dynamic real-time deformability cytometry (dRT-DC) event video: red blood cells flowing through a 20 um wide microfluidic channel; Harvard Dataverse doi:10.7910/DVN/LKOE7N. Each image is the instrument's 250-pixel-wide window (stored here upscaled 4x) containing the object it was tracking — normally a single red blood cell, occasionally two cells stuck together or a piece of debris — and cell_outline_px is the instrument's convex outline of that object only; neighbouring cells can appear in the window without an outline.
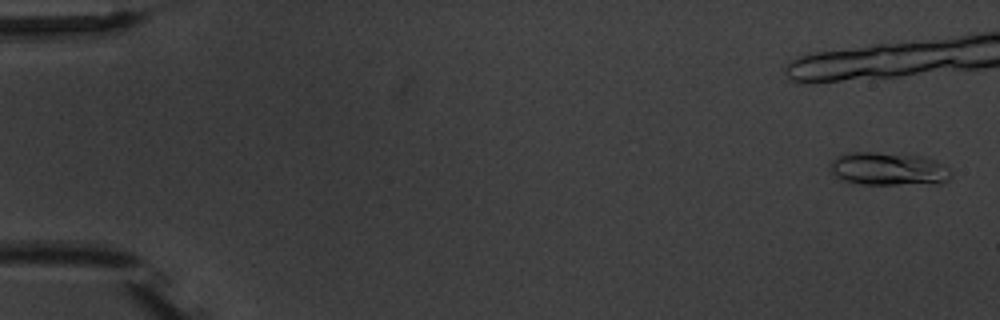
{"species": "common noctule bat (a hibernating species)", "species_latin": "Nyctalus noctula", "temperature_condition": "warm", "stored_images_in_passage": 9, "camera_frame_rate_fps": 3000, "um_per_image_px": 0.085, "animal": {"sex": "male", "body_mass_g": 20.1, "forearm_length_mm": 53.5}, "frame": {"image": 1, "passage_image": 1, "time_ms": 0.0, "image_size_px": [1000, 320], "cell_outline_px": [[952, 176], [944, 184], [860, 184], [844, 180], [836, 176], [828, 168], [832, 160], [836, 156], [844, 152], [876, 152], [920, 156], [936, 160], [944, 164], [952, 172]], "centroid_in_image_um": [75.54, 14.36], "position_along_channel_um": 9.5, "area_um2": 23.7}}